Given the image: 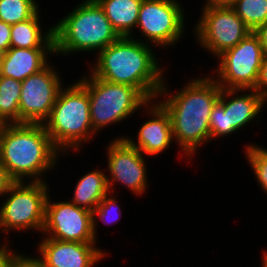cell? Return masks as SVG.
<instances>
[{"mask_svg": "<svg viewBox=\"0 0 267 267\" xmlns=\"http://www.w3.org/2000/svg\"><path fill=\"white\" fill-rule=\"evenodd\" d=\"M165 85L166 82L163 83L157 99L164 95V100L159 99V103L171 117L174 141L189 159L201 145L211 142L210 115L219 101L222 88L212 75L190 79L176 93H171L168 85Z\"/></svg>", "mask_w": 267, "mask_h": 267, "instance_id": "1", "label": "cell"}, {"mask_svg": "<svg viewBox=\"0 0 267 267\" xmlns=\"http://www.w3.org/2000/svg\"><path fill=\"white\" fill-rule=\"evenodd\" d=\"M152 47L135 36L120 37L97 53L90 73L111 83L133 86L155 101L165 82V67L159 64Z\"/></svg>", "mask_w": 267, "mask_h": 267, "instance_id": "2", "label": "cell"}, {"mask_svg": "<svg viewBox=\"0 0 267 267\" xmlns=\"http://www.w3.org/2000/svg\"><path fill=\"white\" fill-rule=\"evenodd\" d=\"M59 153L43 124L0 126V164L14 182H45L43 174L53 170Z\"/></svg>", "mask_w": 267, "mask_h": 267, "instance_id": "3", "label": "cell"}, {"mask_svg": "<svg viewBox=\"0 0 267 267\" xmlns=\"http://www.w3.org/2000/svg\"><path fill=\"white\" fill-rule=\"evenodd\" d=\"M55 54L98 51L120 36L95 0H83L53 25Z\"/></svg>", "mask_w": 267, "mask_h": 267, "instance_id": "4", "label": "cell"}, {"mask_svg": "<svg viewBox=\"0 0 267 267\" xmlns=\"http://www.w3.org/2000/svg\"><path fill=\"white\" fill-rule=\"evenodd\" d=\"M72 84L60 89L51 114L43 123L61 154L69 149L78 152L96 134L91 124L88 92L78 81Z\"/></svg>", "mask_w": 267, "mask_h": 267, "instance_id": "5", "label": "cell"}, {"mask_svg": "<svg viewBox=\"0 0 267 267\" xmlns=\"http://www.w3.org/2000/svg\"><path fill=\"white\" fill-rule=\"evenodd\" d=\"M88 92L92 129L95 133L142 111L150 102L137 88L94 77L77 80Z\"/></svg>", "mask_w": 267, "mask_h": 267, "instance_id": "6", "label": "cell"}, {"mask_svg": "<svg viewBox=\"0 0 267 267\" xmlns=\"http://www.w3.org/2000/svg\"><path fill=\"white\" fill-rule=\"evenodd\" d=\"M50 191L47 182H13L0 206V229L42 233L45 223V204Z\"/></svg>", "mask_w": 267, "mask_h": 267, "instance_id": "7", "label": "cell"}, {"mask_svg": "<svg viewBox=\"0 0 267 267\" xmlns=\"http://www.w3.org/2000/svg\"><path fill=\"white\" fill-rule=\"evenodd\" d=\"M264 56L259 37L251 32L218 56L213 78L223 89H255Z\"/></svg>", "mask_w": 267, "mask_h": 267, "instance_id": "8", "label": "cell"}, {"mask_svg": "<svg viewBox=\"0 0 267 267\" xmlns=\"http://www.w3.org/2000/svg\"><path fill=\"white\" fill-rule=\"evenodd\" d=\"M265 104L267 101L254 89L222 88L219 101L210 115V140L229 136L249 125L258 117Z\"/></svg>", "mask_w": 267, "mask_h": 267, "instance_id": "9", "label": "cell"}, {"mask_svg": "<svg viewBox=\"0 0 267 267\" xmlns=\"http://www.w3.org/2000/svg\"><path fill=\"white\" fill-rule=\"evenodd\" d=\"M202 11L194 35L201 48L214 54L216 58L252 32L231 6H203Z\"/></svg>", "mask_w": 267, "mask_h": 267, "instance_id": "10", "label": "cell"}, {"mask_svg": "<svg viewBox=\"0 0 267 267\" xmlns=\"http://www.w3.org/2000/svg\"><path fill=\"white\" fill-rule=\"evenodd\" d=\"M184 14L177 0H143L136 27L146 38V44L163 48L174 46L185 32Z\"/></svg>", "mask_w": 267, "mask_h": 267, "instance_id": "11", "label": "cell"}, {"mask_svg": "<svg viewBox=\"0 0 267 267\" xmlns=\"http://www.w3.org/2000/svg\"><path fill=\"white\" fill-rule=\"evenodd\" d=\"M58 71L47 65L21 84L19 124H43L50 116L57 95L64 86Z\"/></svg>", "mask_w": 267, "mask_h": 267, "instance_id": "12", "label": "cell"}, {"mask_svg": "<svg viewBox=\"0 0 267 267\" xmlns=\"http://www.w3.org/2000/svg\"><path fill=\"white\" fill-rule=\"evenodd\" d=\"M50 192L45 204L44 236L61 241L96 243L93 237L92 212L68 201H52Z\"/></svg>", "mask_w": 267, "mask_h": 267, "instance_id": "13", "label": "cell"}, {"mask_svg": "<svg viewBox=\"0 0 267 267\" xmlns=\"http://www.w3.org/2000/svg\"><path fill=\"white\" fill-rule=\"evenodd\" d=\"M107 176L111 192L115 183L123 184L134 195H143L147 190V165L144 155L125 139H114L107 146Z\"/></svg>", "mask_w": 267, "mask_h": 267, "instance_id": "14", "label": "cell"}, {"mask_svg": "<svg viewBox=\"0 0 267 267\" xmlns=\"http://www.w3.org/2000/svg\"><path fill=\"white\" fill-rule=\"evenodd\" d=\"M36 259L41 267H94L109 253L96 243L61 241L44 237L38 244ZM41 256V257H40Z\"/></svg>", "mask_w": 267, "mask_h": 267, "instance_id": "15", "label": "cell"}, {"mask_svg": "<svg viewBox=\"0 0 267 267\" xmlns=\"http://www.w3.org/2000/svg\"><path fill=\"white\" fill-rule=\"evenodd\" d=\"M150 101L146 106L150 120L143 122L138 129L137 142L131 137H116V139H125L132 147L137 148L143 155L156 156L165 152L174 141L171 117L163 106L155 100ZM157 102V103H156ZM149 105V106H148Z\"/></svg>", "mask_w": 267, "mask_h": 267, "instance_id": "16", "label": "cell"}, {"mask_svg": "<svg viewBox=\"0 0 267 267\" xmlns=\"http://www.w3.org/2000/svg\"><path fill=\"white\" fill-rule=\"evenodd\" d=\"M55 54V48H14L10 47L0 68V76L24 81L27 77L44 69L48 55Z\"/></svg>", "mask_w": 267, "mask_h": 267, "instance_id": "17", "label": "cell"}, {"mask_svg": "<svg viewBox=\"0 0 267 267\" xmlns=\"http://www.w3.org/2000/svg\"><path fill=\"white\" fill-rule=\"evenodd\" d=\"M39 10L25 21L11 25V47L14 48H55L53 25L42 30Z\"/></svg>", "mask_w": 267, "mask_h": 267, "instance_id": "18", "label": "cell"}, {"mask_svg": "<svg viewBox=\"0 0 267 267\" xmlns=\"http://www.w3.org/2000/svg\"><path fill=\"white\" fill-rule=\"evenodd\" d=\"M120 37H130L136 28L143 0H95Z\"/></svg>", "mask_w": 267, "mask_h": 267, "instance_id": "19", "label": "cell"}, {"mask_svg": "<svg viewBox=\"0 0 267 267\" xmlns=\"http://www.w3.org/2000/svg\"><path fill=\"white\" fill-rule=\"evenodd\" d=\"M110 193L107 175L102 170H92L84 174L76 183L70 202L78 207L93 211L97 204Z\"/></svg>", "mask_w": 267, "mask_h": 267, "instance_id": "20", "label": "cell"}, {"mask_svg": "<svg viewBox=\"0 0 267 267\" xmlns=\"http://www.w3.org/2000/svg\"><path fill=\"white\" fill-rule=\"evenodd\" d=\"M22 81L0 76V125L19 124Z\"/></svg>", "mask_w": 267, "mask_h": 267, "instance_id": "21", "label": "cell"}, {"mask_svg": "<svg viewBox=\"0 0 267 267\" xmlns=\"http://www.w3.org/2000/svg\"><path fill=\"white\" fill-rule=\"evenodd\" d=\"M231 7L252 32L267 22V0H236Z\"/></svg>", "mask_w": 267, "mask_h": 267, "instance_id": "22", "label": "cell"}, {"mask_svg": "<svg viewBox=\"0 0 267 267\" xmlns=\"http://www.w3.org/2000/svg\"><path fill=\"white\" fill-rule=\"evenodd\" d=\"M36 0H0V20L9 25L30 19L39 9Z\"/></svg>", "mask_w": 267, "mask_h": 267, "instance_id": "23", "label": "cell"}, {"mask_svg": "<svg viewBox=\"0 0 267 267\" xmlns=\"http://www.w3.org/2000/svg\"><path fill=\"white\" fill-rule=\"evenodd\" d=\"M244 152L257 179L256 181L263 189L262 191L267 194V149L256 144H248Z\"/></svg>", "mask_w": 267, "mask_h": 267, "instance_id": "24", "label": "cell"}, {"mask_svg": "<svg viewBox=\"0 0 267 267\" xmlns=\"http://www.w3.org/2000/svg\"><path fill=\"white\" fill-rule=\"evenodd\" d=\"M110 192L108 193L98 204L97 206L93 209L92 211V216H93V237L95 240H97V217L105 224H112V223H117L119 220V217H122L121 214V209L119 204L117 203V200H115V197H112L110 195L113 194ZM115 214V215H114Z\"/></svg>", "mask_w": 267, "mask_h": 267, "instance_id": "25", "label": "cell"}, {"mask_svg": "<svg viewBox=\"0 0 267 267\" xmlns=\"http://www.w3.org/2000/svg\"><path fill=\"white\" fill-rule=\"evenodd\" d=\"M2 267H41L36 257L15 252Z\"/></svg>", "mask_w": 267, "mask_h": 267, "instance_id": "26", "label": "cell"}, {"mask_svg": "<svg viewBox=\"0 0 267 267\" xmlns=\"http://www.w3.org/2000/svg\"><path fill=\"white\" fill-rule=\"evenodd\" d=\"M254 90L267 101V55L263 58L258 81Z\"/></svg>", "mask_w": 267, "mask_h": 267, "instance_id": "27", "label": "cell"}, {"mask_svg": "<svg viewBox=\"0 0 267 267\" xmlns=\"http://www.w3.org/2000/svg\"><path fill=\"white\" fill-rule=\"evenodd\" d=\"M11 25L0 20V48L7 51L10 47L11 41Z\"/></svg>", "mask_w": 267, "mask_h": 267, "instance_id": "28", "label": "cell"}, {"mask_svg": "<svg viewBox=\"0 0 267 267\" xmlns=\"http://www.w3.org/2000/svg\"><path fill=\"white\" fill-rule=\"evenodd\" d=\"M13 182L14 181L9 177L7 171L0 164V196L1 197H4V195L7 193L9 186Z\"/></svg>", "mask_w": 267, "mask_h": 267, "instance_id": "29", "label": "cell"}, {"mask_svg": "<svg viewBox=\"0 0 267 267\" xmlns=\"http://www.w3.org/2000/svg\"><path fill=\"white\" fill-rule=\"evenodd\" d=\"M254 33L259 37L260 43L264 52V55H267V22L263 25H260Z\"/></svg>", "mask_w": 267, "mask_h": 267, "instance_id": "30", "label": "cell"}, {"mask_svg": "<svg viewBox=\"0 0 267 267\" xmlns=\"http://www.w3.org/2000/svg\"><path fill=\"white\" fill-rule=\"evenodd\" d=\"M205 4L203 6L207 7H228L232 6L236 0H204Z\"/></svg>", "mask_w": 267, "mask_h": 267, "instance_id": "31", "label": "cell"}, {"mask_svg": "<svg viewBox=\"0 0 267 267\" xmlns=\"http://www.w3.org/2000/svg\"><path fill=\"white\" fill-rule=\"evenodd\" d=\"M16 251L11 250L10 248H6L1 254H0V267L3 266V264L15 253Z\"/></svg>", "mask_w": 267, "mask_h": 267, "instance_id": "32", "label": "cell"}, {"mask_svg": "<svg viewBox=\"0 0 267 267\" xmlns=\"http://www.w3.org/2000/svg\"><path fill=\"white\" fill-rule=\"evenodd\" d=\"M262 267H267V251L265 250V252L264 253H262Z\"/></svg>", "mask_w": 267, "mask_h": 267, "instance_id": "33", "label": "cell"}, {"mask_svg": "<svg viewBox=\"0 0 267 267\" xmlns=\"http://www.w3.org/2000/svg\"><path fill=\"white\" fill-rule=\"evenodd\" d=\"M5 53H6V51H4L3 49L0 48V68H1V65L3 63Z\"/></svg>", "mask_w": 267, "mask_h": 267, "instance_id": "34", "label": "cell"}, {"mask_svg": "<svg viewBox=\"0 0 267 267\" xmlns=\"http://www.w3.org/2000/svg\"><path fill=\"white\" fill-rule=\"evenodd\" d=\"M0 233H1V231H0ZM8 244H9L8 241H6L5 243H3L2 246L0 245V254H1L7 247H9Z\"/></svg>", "mask_w": 267, "mask_h": 267, "instance_id": "35", "label": "cell"}]
</instances>
